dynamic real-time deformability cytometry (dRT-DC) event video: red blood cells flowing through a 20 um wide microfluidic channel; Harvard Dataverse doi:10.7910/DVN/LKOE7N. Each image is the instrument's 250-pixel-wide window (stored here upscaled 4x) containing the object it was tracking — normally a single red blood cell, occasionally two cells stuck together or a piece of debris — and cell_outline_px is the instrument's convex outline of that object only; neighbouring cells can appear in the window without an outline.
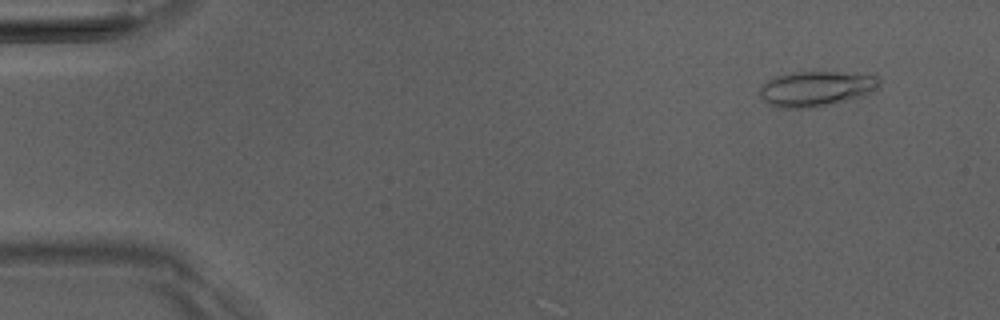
{"species": "Egyptian fruit bat (a non-hibernating species)", "species_latin": "Rousettus aegyptiacus", "temperature_condition": "room temperature", "stored_images_in_passage": 5, "camera_frame_rate_fps": 3000, "um_per_image_px": 0.085, "animal": {"sex": "male"}, "frame": {"image": 1, "passage_image": 2, "time_ms": 1.0, "image_size_px": [1000, 320], "cell_outline_px": [[880, 88], [876, 92], [864, 96], [816, 108], [780, 108], [768, 104], [760, 96], [760, 88], [768, 80], [776, 76], [796, 72], [876, 72], [880, 80]], "centroid_in_image_um": [69.52, 7.53], "position_along_channel_um": 15.5, "area_um2": 25.32}}